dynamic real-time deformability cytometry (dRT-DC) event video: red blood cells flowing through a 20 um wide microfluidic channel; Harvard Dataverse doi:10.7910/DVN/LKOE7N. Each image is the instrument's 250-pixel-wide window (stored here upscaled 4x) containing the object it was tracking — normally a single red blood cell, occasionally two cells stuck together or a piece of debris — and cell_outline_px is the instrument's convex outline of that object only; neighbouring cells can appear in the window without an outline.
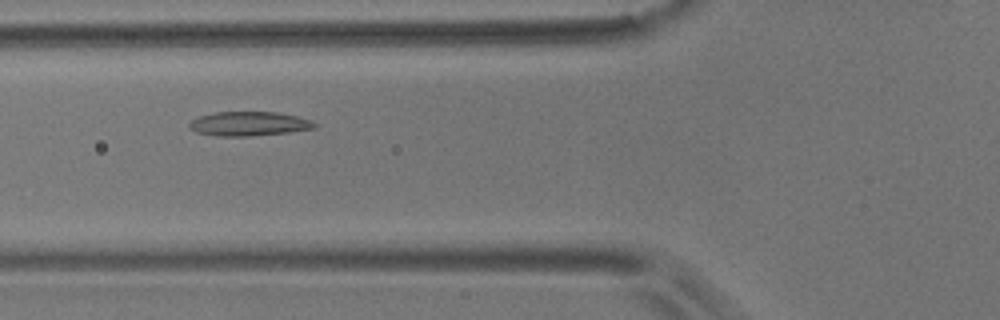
{"species": "common noctule bat (a hibernating species)", "species_latin": "Nyctalus noctula", "temperature_condition": "room temperature", "stored_images_in_passage": 5, "camera_frame_rate_fps": 3000, "um_per_image_px": 0.085, "animal": {"sex": "male", "body_mass_g": 17.9}, "frame": {"image": 1, "passage_image": 5, "time_ms": 4.667, "image_size_px": [1000, 320], "cell_outline_px": [[316, 128], [288, 132], [248, 136], [216, 136], [196, 132], [188, 128], [188, 124], [192, 120], [200, 116], [212, 112], [276, 112], [296, 116], [312, 120], [316, 124]], "centroid_in_image_um": [21.13, 10.52], "position_along_channel_um": 104.7, "area_um2": 17.69}}